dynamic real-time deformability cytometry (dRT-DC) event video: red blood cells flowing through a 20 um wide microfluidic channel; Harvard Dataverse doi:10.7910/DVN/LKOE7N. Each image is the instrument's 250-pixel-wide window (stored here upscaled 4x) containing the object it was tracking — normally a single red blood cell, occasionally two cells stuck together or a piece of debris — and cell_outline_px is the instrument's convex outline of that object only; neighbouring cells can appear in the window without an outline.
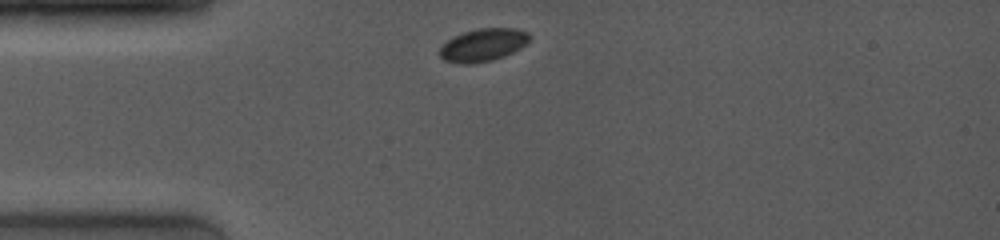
{"species": "common noctule bat (a hibernating species)", "species_latin": "Nyctalus noctula", "temperature_condition": "room temperature", "stored_images_in_passage": 2, "camera_frame_rate_fps": 4000, "um_per_image_px": 0.085, "animal": {"sex": "female", "body_mass_g": 19.0, "forearm_length_mm": 53.3}, "frame": {"image": 1, "passage_image": 1, "time_ms": 0.0, "image_size_px": [1000, 240], "cell_outline_px": [[532, 36], [528, 44], [504, 56], [492, 60], [468, 64], [460, 64], [444, 60], [440, 56], [440, 48], [448, 40], [464, 32], [480, 28], [516, 28], [528, 32]], "centroid_in_image_um": [41.11, 3.82], "position_along_channel_um": 43.9, "area_um2": 17.11}}